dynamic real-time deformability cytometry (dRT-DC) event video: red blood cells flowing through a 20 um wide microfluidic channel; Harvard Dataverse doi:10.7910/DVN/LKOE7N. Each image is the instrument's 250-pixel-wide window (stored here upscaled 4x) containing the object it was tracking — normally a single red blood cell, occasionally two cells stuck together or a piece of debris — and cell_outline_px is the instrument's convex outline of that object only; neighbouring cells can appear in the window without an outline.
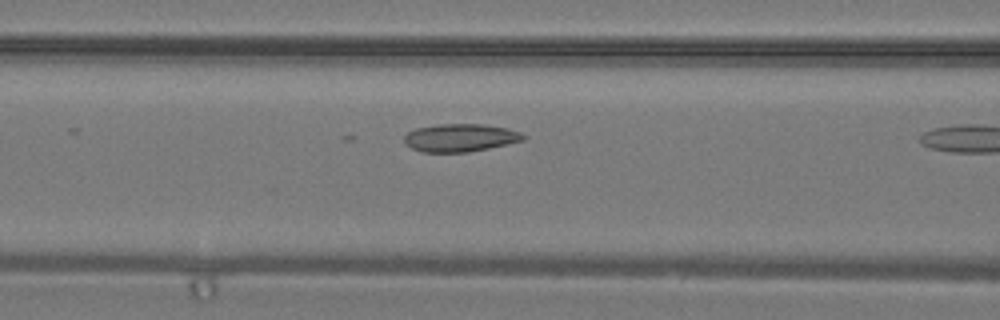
{"species": "common noctule bat (a hibernating species)", "species_latin": "Nyctalus noctula", "temperature_condition": "warm", "stored_images_in_passage": 16, "camera_frame_rate_fps": 3000, "um_per_image_px": 0.085, "animal": {"sex": "male", "body_mass_g": 19.2, "forearm_length_mm": 51.8}, "frame": {"image": 1, "passage_image": 13, "time_ms": 4.0, "image_size_px": [1000, 320], "cell_outline_px": [[524, 140], [488, 148], [468, 152], [420, 152], [404, 144], [404, 136], [408, 132], [416, 128], [436, 124], [484, 124], [508, 128], [520, 132], [524, 136]], "centroid_in_image_um": [39.08, 11.7], "position_along_channel_um": 127.5, "area_um2": 19.36}}